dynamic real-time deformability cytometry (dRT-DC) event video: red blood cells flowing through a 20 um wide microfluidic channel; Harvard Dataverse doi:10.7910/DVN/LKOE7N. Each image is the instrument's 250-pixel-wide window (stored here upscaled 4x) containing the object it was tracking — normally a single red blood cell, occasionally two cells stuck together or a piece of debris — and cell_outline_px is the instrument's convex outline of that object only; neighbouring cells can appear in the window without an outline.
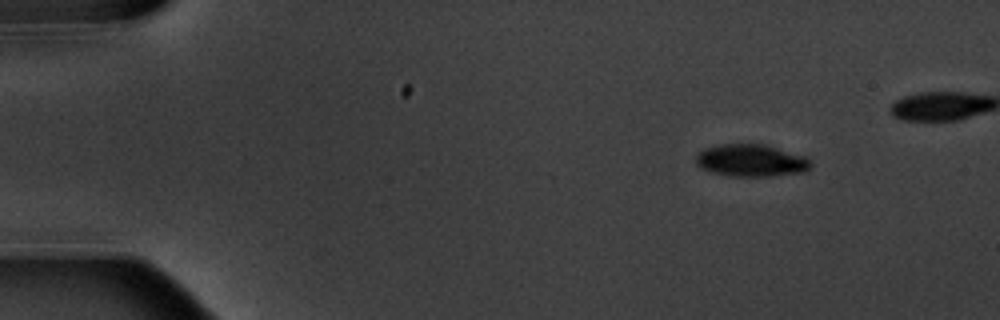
{"species": "common noctule bat (a hibernating species)", "species_latin": "Nyctalus noctula", "temperature_condition": "warm", "stored_images_in_passage": 7, "camera_frame_rate_fps": 3000, "um_per_image_px": 0.085, "animal": {"sex": "male", "body_mass_g": 20.1, "forearm_length_mm": 53.5}, "frame": {"image": 1, "passage_image": 2, "time_ms": 1.0, "image_size_px": [1000, 320], "cell_outline_px": [[812, 164], [804, 172], [768, 176], [728, 176], [712, 172], [696, 164], [696, 156], [704, 148], [720, 144], [764, 144], [804, 156]], "centroid_in_image_um": [63.82, 13.64], "position_along_channel_um": 21.2, "area_um2": 21.33}}